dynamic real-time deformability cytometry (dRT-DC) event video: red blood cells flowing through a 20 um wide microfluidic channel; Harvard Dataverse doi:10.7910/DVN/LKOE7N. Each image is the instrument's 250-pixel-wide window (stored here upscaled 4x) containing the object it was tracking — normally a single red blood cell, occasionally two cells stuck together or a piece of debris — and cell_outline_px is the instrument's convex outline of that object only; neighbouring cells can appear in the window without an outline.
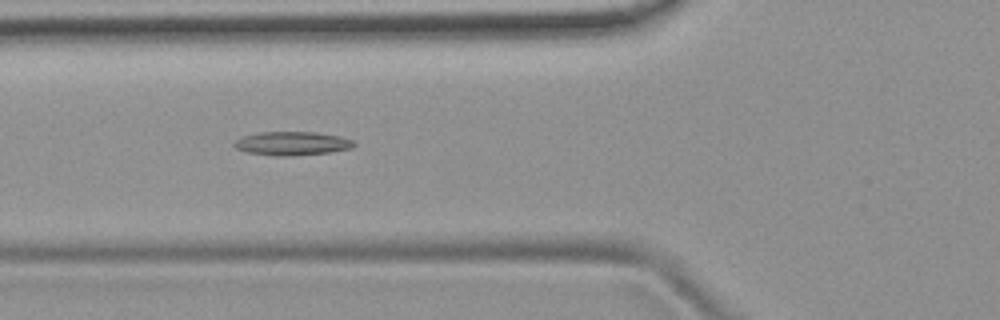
{"species": "common noctule bat (a hibernating species)", "species_latin": "Nyctalus noctula", "temperature_condition": "room temperature", "stored_images_in_passage": 44, "camera_frame_rate_fps": 3000, "um_per_image_px": 0.085, "animal": {"sex": "female", "body_mass_g": 19.9}, "frame": {"image": 1, "passage_image": 11, "time_ms": 3.333, "image_size_px": [1000, 320], "cell_outline_px": [[356, 144], [352, 148], [328, 152], [292, 156], [272, 156], [248, 152], [236, 148], [232, 144], [236, 140], [244, 136], [260, 132], [316, 132], [340, 136], [352, 140]], "centroid_in_image_um": [24.83, 12.19], "position_along_channel_um": 101.0, "area_um2": 16.47}}
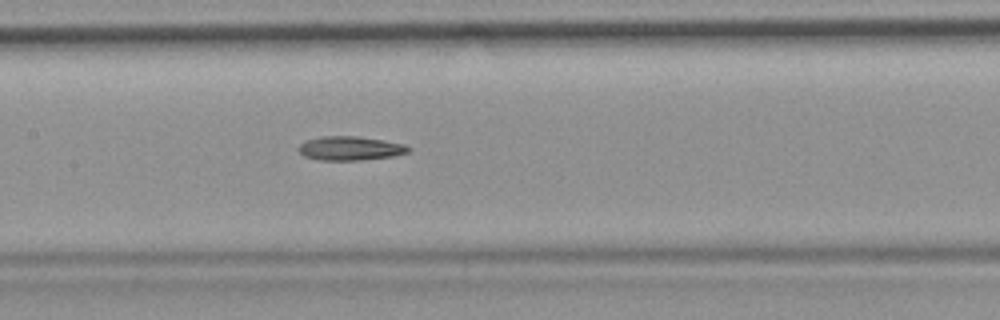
{"frame": {"image": 2, "passage_image": 17, "time_ms": 5.333, "image_size_px": [1000, 320], "cell_outline_px": [[412, 148], [408, 152], [392, 156], [360, 160], [320, 160], [304, 156], [296, 148], [300, 144], [308, 140], [320, 136], [356, 136], [404, 144]], "centroid_in_image_um": [29.74, 12.61], "position_along_channel_um": 177.7, "area_um2": 15.2}}
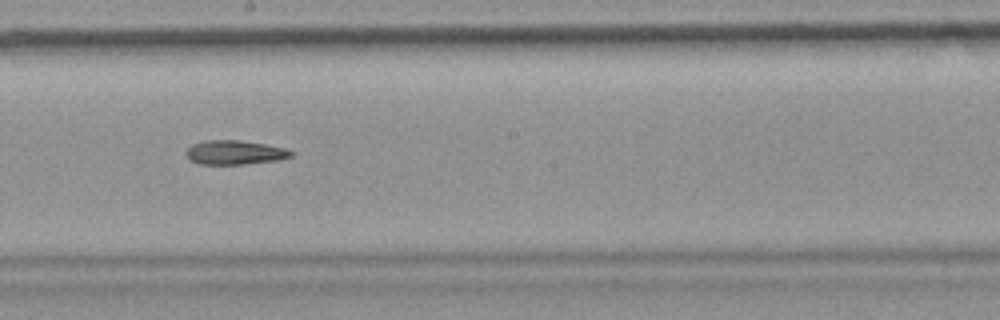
{"frame": {"image": 3, "passage_image": 21, "time_ms": 6.667, "image_size_px": [1000, 320], "cell_outline_px": [[292, 156], [280, 160], [244, 164], [200, 164], [188, 160], [184, 152], [192, 144], [204, 140], [236, 140], [264, 144], [284, 148], [292, 152]], "centroid_in_image_um": [19.9, 12.96], "position_along_channel_um": 228.3, "area_um2": 14.8}}